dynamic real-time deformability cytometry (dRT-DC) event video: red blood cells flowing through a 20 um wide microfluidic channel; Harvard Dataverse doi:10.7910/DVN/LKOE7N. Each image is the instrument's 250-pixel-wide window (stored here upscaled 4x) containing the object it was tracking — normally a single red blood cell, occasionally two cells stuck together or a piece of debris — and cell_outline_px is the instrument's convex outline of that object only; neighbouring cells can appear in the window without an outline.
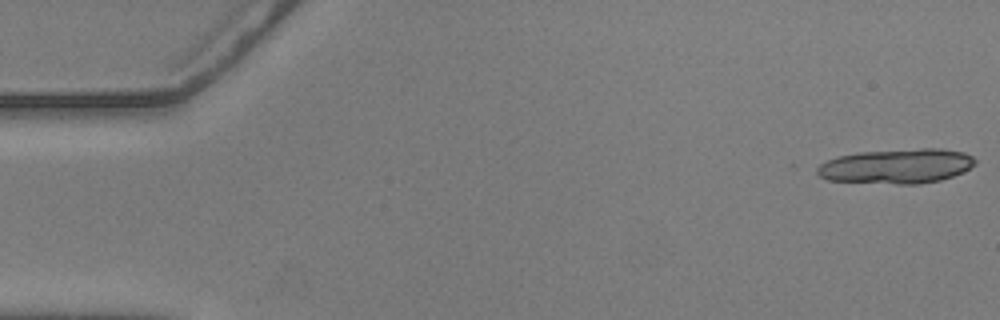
{"species": "common noctule bat (a hibernating species)", "species_latin": "Nyctalus noctula", "temperature_condition": "warm", "stored_images_in_passage": 34, "camera_frame_rate_fps": 3000, "um_per_image_px": 0.085, "animal": {"sex": "male", "body_mass_g": 20.5, "forearm_length_mm": 52.5}, "frame": {"image": 1, "passage_image": 1, "time_ms": 0.0, "image_size_px": [1000, 320], "cell_outline_px": [[976, 164], [952, 176], [940, 180], [920, 184], [896, 184], [828, 180], [820, 176], [816, 172], [816, 168], [820, 164], [828, 160], [840, 156], [860, 152], [920, 148], [940, 148], [964, 152], [972, 156], [976, 160]], "centroid_in_image_um": [76.23, 14.12], "position_along_channel_um": 8.8, "area_um2": 31.85}}